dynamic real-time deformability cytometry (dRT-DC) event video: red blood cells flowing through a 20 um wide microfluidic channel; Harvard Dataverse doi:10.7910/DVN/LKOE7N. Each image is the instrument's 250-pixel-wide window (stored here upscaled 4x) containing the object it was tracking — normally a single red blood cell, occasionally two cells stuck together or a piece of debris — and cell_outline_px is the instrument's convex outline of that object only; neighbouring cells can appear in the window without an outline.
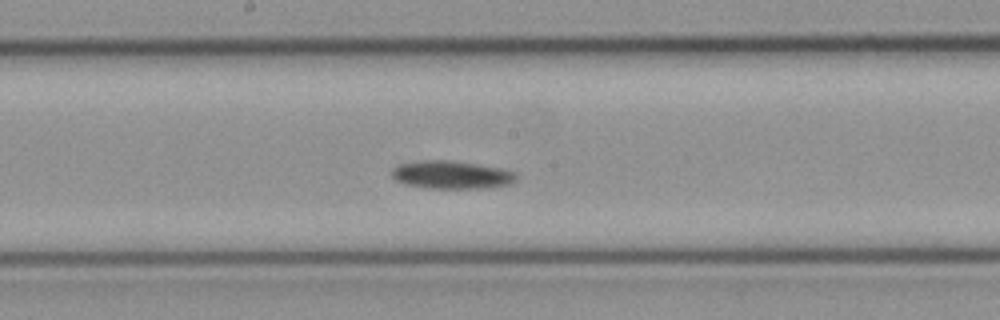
{"species": "common noctule bat (a hibernating species)", "species_latin": "Nyctalus noctula", "temperature_condition": "cold", "stored_images_in_passage": 15, "camera_frame_rate_fps": 3000, "um_per_image_px": 0.085, "animal": {"sex": "female", "body_mass_g": 21.9}, "frame": {"image": 1, "passage_image": 9, "time_ms": 2.667, "image_size_px": [1000, 320], "cell_outline_px": [[516, 180], [508, 184], [480, 188], [428, 188], [404, 184], [396, 180], [392, 176], [392, 168], [396, 164], [420, 160], [452, 160], [500, 168], [516, 172]], "centroid_in_image_um": [38.32, 14.84], "position_along_channel_um": 209.9, "area_um2": 20.29}}
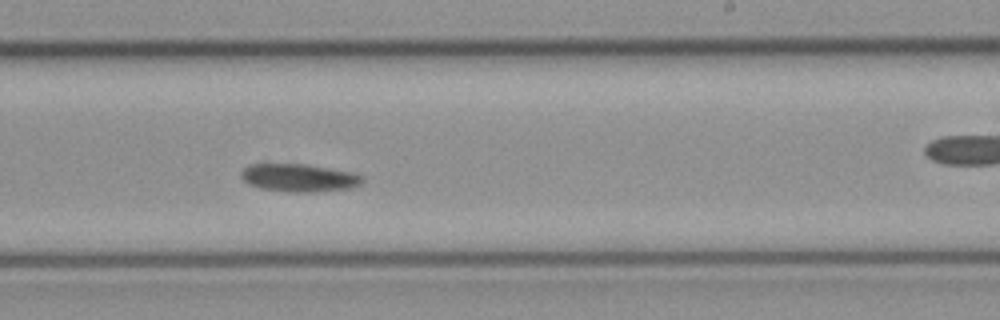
{"frame": {"image": 2, "passage_image": 11, "time_ms": 3.333, "image_size_px": [1000, 320], "cell_outline_px": [[364, 180], [360, 184], [352, 188], [312, 192], [288, 192], [260, 188], [248, 184], [240, 176], [240, 172], [248, 164], [264, 160], [308, 164], [356, 172], [364, 176]], "centroid_in_image_um": [25.36, 15.05], "position_along_channel_um": 263.6, "area_um2": 20.92}}
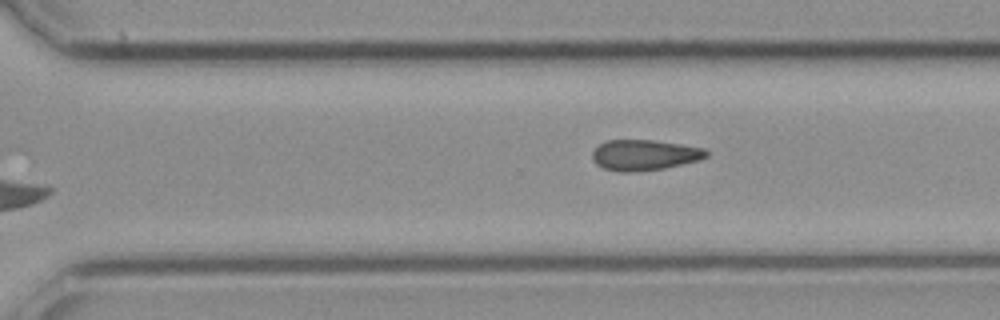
{"frame": {"image": 3, "passage_image": 15, "time_ms": 4.667, "image_size_px": [1000, 320], "cell_outline_px": [[708, 156], [700, 160], [664, 168], [628, 172], [620, 172], [604, 168], [596, 164], [592, 160], [592, 152], [600, 144], [608, 140], [656, 140], [704, 148], [708, 152]], "centroid_in_image_um": [54.78, 13.17], "position_along_channel_um": 315.8, "area_um2": 20.29}}